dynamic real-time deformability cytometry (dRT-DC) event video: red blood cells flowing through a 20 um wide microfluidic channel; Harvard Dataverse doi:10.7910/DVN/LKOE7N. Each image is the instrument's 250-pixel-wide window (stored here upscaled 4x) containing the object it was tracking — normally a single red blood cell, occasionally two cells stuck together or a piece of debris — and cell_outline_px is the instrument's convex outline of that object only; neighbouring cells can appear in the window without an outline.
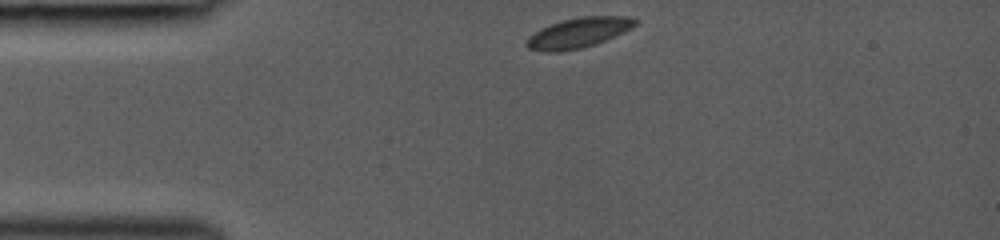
{"species": "common noctule bat (a hibernating species)", "species_latin": "Nyctalus noctula", "temperature_condition": "room temperature", "stored_images_in_passage": 31, "camera_frame_rate_fps": 3000, "um_per_image_px": 0.085, "animal": {"sex": "female", "body_mass_g": 19.0, "forearm_length_mm": 53.3}, "frame": {"image": 1, "passage_image": 1, "time_ms": 0.0, "image_size_px": [1000, 240], "cell_outline_px": [[636, 24], [632, 28], [624, 32], [596, 44], [580, 48], [560, 52], [544, 52], [528, 48], [524, 44], [524, 40], [528, 36], [552, 24], [564, 20], [580, 16], [628, 16], [636, 20]], "centroid_in_image_um": [49.15, 2.8], "position_along_channel_um": 35.8, "area_um2": 18.96}}
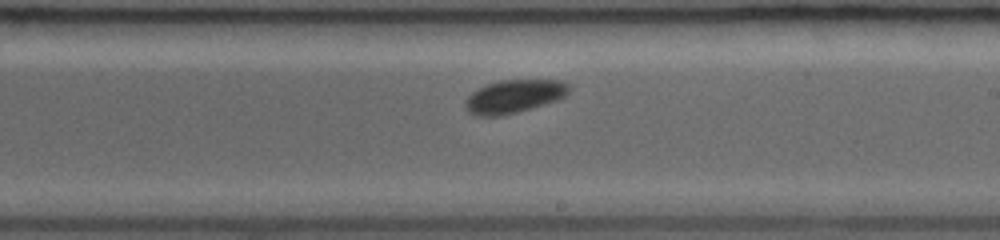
{"frame": {"image": 2, "passage_image": 18, "time_ms": 5.667, "image_size_px": [1000, 240], "cell_outline_px": [[572, 88], [564, 96], [556, 100], [532, 108], [500, 116], [476, 116], [468, 112], [464, 104], [464, 100], [472, 92], [488, 84], [500, 80], [560, 80], [568, 84]], "centroid_in_image_um": [43.68, 8.19], "position_along_channel_um": 245.3, "area_um2": 20.0}}
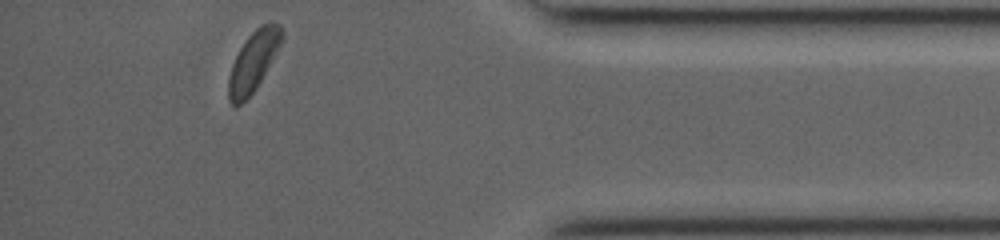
{"frame": {"image": 3, "passage_image": 31, "time_ms": 10.0, "image_size_px": [1000, 240], "cell_outline_px": [[284, 40], [256, 88], [236, 108], [228, 100], [228, 76], [232, 64], [240, 48], [248, 36], [256, 28], [264, 24], [280, 24], [284, 32]], "centroid_in_image_um": [21.54, 5.22], "position_along_channel_um": 413.7, "area_um2": 18.5}}